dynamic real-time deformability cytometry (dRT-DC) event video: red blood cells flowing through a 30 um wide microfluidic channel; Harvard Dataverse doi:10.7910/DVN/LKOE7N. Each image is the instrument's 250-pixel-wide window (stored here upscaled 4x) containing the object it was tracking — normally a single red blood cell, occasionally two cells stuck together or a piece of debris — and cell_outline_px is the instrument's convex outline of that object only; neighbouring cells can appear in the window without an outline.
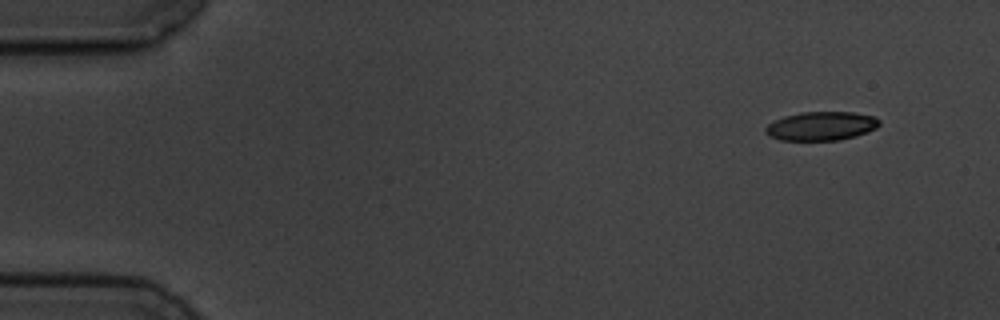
{"species": "common noctule bat (a hibernating species)", "species_latin": "Nyctalus noctula", "temperature_condition": "cold", "stored_images_in_passage": 10, "camera_frame_rate_fps": 3000, "um_per_image_px": 0.085, "animal": {"sex": "male", "body_mass_g": 19.5, "forearm_length_mm": 54.6}, "frame": {"image": 1, "passage_image": 1, "time_ms": 0.0, "image_size_px": [1000, 320], "cell_outline_px": [[880, 124], [876, 128], [868, 132], [856, 136], [840, 140], [780, 140], [768, 136], [764, 132], [764, 128], [768, 124], [784, 116], [804, 112], [852, 112], [872, 116], [880, 120]], "centroid_in_image_um": [69.79, 10.72], "position_along_channel_um": 15.2, "area_um2": 19.13}}
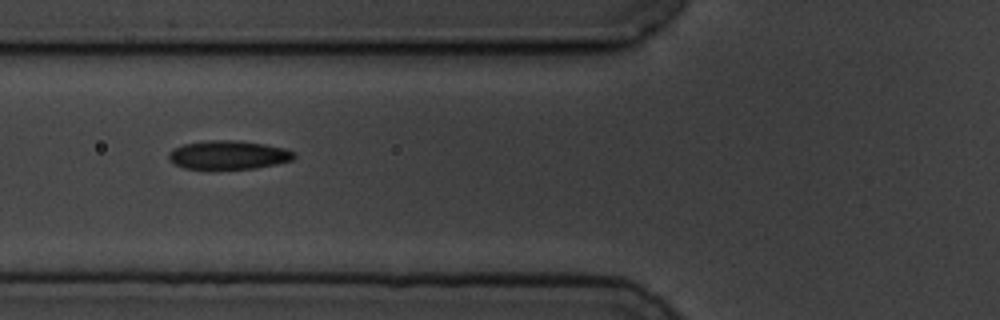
{"frame": {"image": 2, "passage_image": 6, "time_ms": 5.667, "image_size_px": [1000, 320], "cell_outline_px": [[296, 156], [292, 160], [276, 164], [256, 168], [184, 168], [168, 160], [168, 152], [184, 144], [208, 140], [236, 140], [264, 144], [284, 148], [292, 152]], "centroid_in_image_um": [19.41, 13.16], "position_along_channel_um": 106.4, "area_um2": 20.63}}
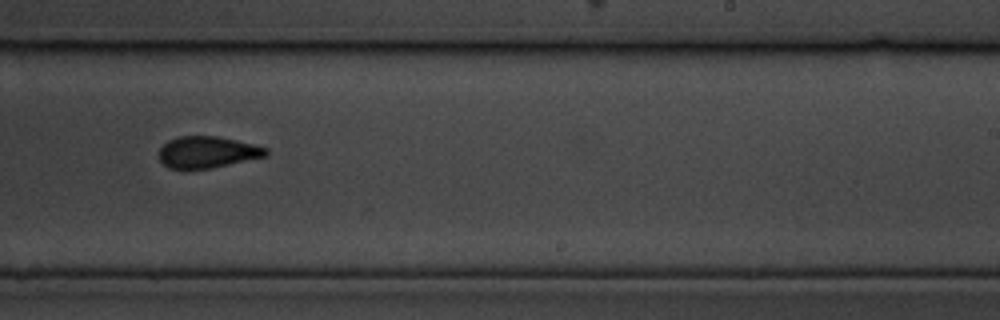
{"frame": {"image": 3, "passage_image": 10, "time_ms": 10.333, "image_size_px": [1000, 320], "cell_outline_px": [[268, 156], [212, 168], [168, 168], [160, 160], [160, 148], [168, 140], [180, 136], [216, 136], [256, 144], [268, 148]], "centroid_in_image_um": [17.68, 12.92], "position_along_channel_um": 271.3, "area_um2": 19.65}}